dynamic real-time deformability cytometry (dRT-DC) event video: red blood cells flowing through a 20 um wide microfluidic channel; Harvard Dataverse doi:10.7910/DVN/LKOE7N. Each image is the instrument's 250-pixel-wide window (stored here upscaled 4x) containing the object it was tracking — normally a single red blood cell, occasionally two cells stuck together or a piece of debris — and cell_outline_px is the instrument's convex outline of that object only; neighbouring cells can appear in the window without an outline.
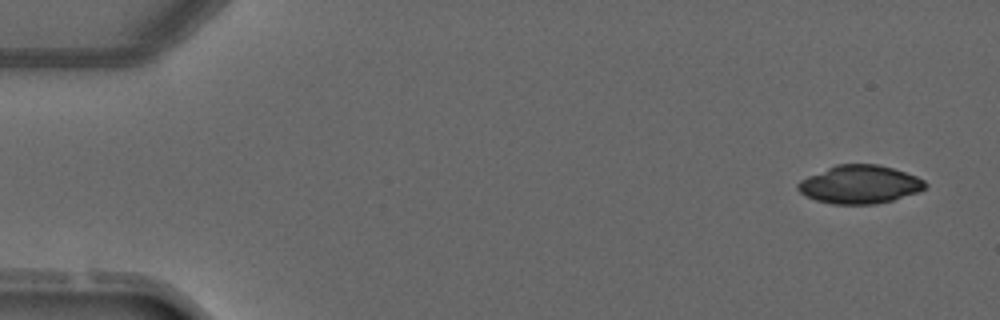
{"species": "common noctule bat (a hibernating species)", "species_latin": "Nyctalus noctula", "temperature_condition": "warm", "stored_images_in_passage": 3, "camera_frame_rate_fps": 3000, "um_per_image_px": 0.085, "animal": {"sex": "male", "forearm_length_mm": 52.5}, "frame": {"image": 1, "passage_image": 1, "time_ms": 0.0, "image_size_px": [1000, 320], "cell_outline_px": [[928, 184], [924, 188], [916, 192], [892, 200], [876, 204], [832, 204], [816, 200], [804, 196], [796, 188], [796, 184], [800, 180], [808, 176], [836, 164], [876, 164], [892, 168], [916, 176], [924, 180]], "centroid_in_image_um": [73.03, 15.68], "position_along_channel_um": 12.0, "area_um2": 28.26}}